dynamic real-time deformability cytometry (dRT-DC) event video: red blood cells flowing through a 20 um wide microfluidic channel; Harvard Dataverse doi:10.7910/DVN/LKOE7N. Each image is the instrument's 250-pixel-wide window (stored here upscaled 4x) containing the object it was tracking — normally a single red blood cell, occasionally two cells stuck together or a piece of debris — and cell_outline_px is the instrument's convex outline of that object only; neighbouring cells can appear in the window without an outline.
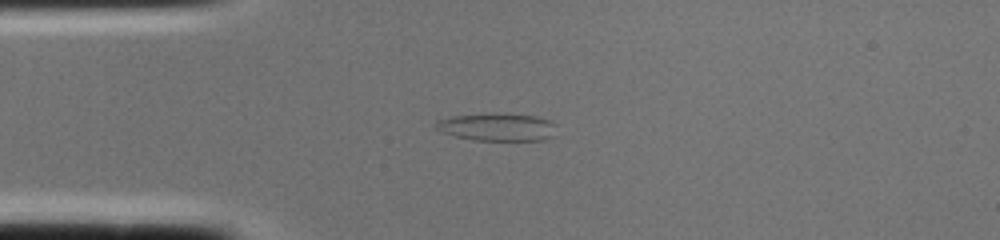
{"species": "common noctule bat (a hibernating species)", "species_latin": "Nyctalus noctula", "temperature_condition": "cold", "stored_images_in_passage": 1, "camera_frame_rate_fps": 3000, "um_per_image_px": 0.085, "animal": {"sex": "female", "body_mass_g": 22.0, "forearm_length_mm": 56.7}, "frame": {"image": 1, "passage_image": 1, "time_ms": 0.0, "image_size_px": [1000, 240], "cell_outline_px": [[556, 136], [544, 140], [472, 140], [440, 132], [436, 128], [436, 120], [452, 116], [536, 116], [548, 120], [556, 124]], "centroid_in_image_um": [42.31, 10.86], "position_along_channel_um": 42.7, "area_um2": 18.67}}